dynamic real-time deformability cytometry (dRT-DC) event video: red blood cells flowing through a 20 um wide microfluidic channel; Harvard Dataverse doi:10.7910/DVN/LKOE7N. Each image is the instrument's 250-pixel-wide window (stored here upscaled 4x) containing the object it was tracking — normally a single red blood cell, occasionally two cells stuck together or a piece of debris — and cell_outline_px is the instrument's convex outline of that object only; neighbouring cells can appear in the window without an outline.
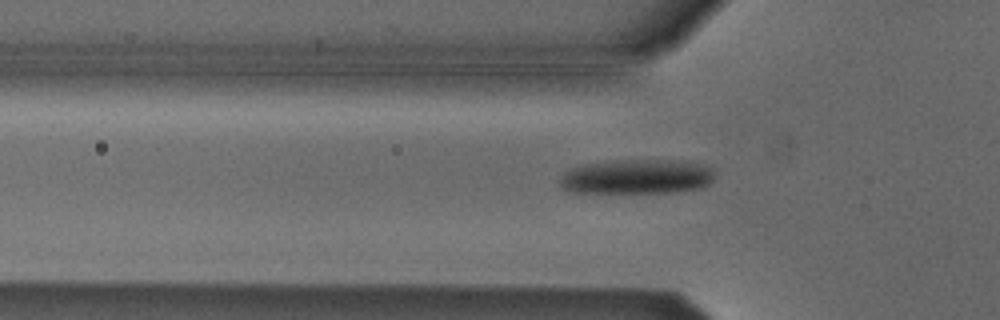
{"species": "Egyptian fruit bat (a non-hibernating species)", "species_latin": "Rousettus aegyptiacus", "temperature_condition": "cold", "stored_images_in_passage": 38, "camera_frame_rate_fps": 3000, "um_per_image_px": 0.085, "animal": {"sex": "male"}, "frame": {"image": 1, "passage_image": 3, "time_ms": 0.667, "image_size_px": [1000, 320], "cell_outline_px": [[712, 180], [708, 184], [700, 188], [672, 192], [572, 192], [564, 188], [560, 184], [560, 176], [564, 172], [580, 164], [612, 160], [684, 160], [700, 164], [712, 168]], "centroid_in_image_um": [54.1, 15.0], "position_along_channel_um": 71.7, "area_um2": 31.27}}
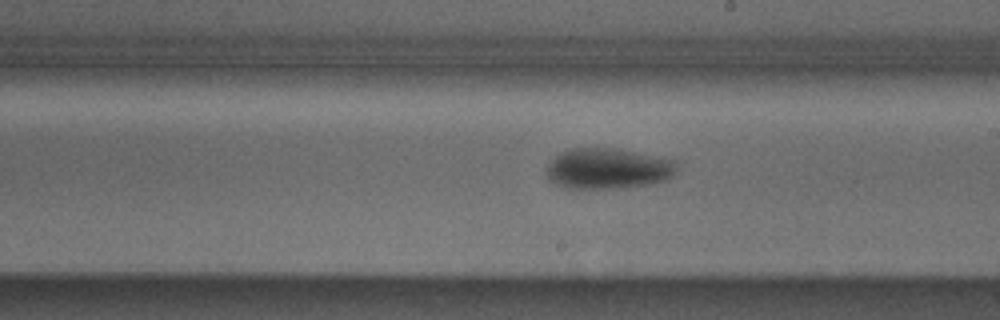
{"frame": {"image": 2, "passage_image": 16, "time_ms": 5.0, "image_size_px": [1000, 320], "cell_outline_px": [[676, 172], [668, 180], [628, 188], [564, 188], [548, 180], [544, 172], [548, 164], [560, 152], [572, 148], [612, 148], [676, 160]], "centroid_in_image_um": [51.64, 14.34], "position_along_channel_um": 237.4, "area_um2": 31.1}}
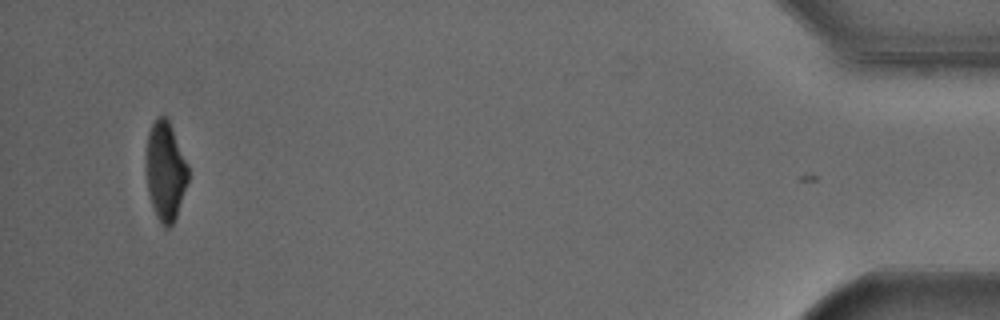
{"frame": {"image": 3, "passage_image": 37, "time_ms": 12.0, "image_size_px": [1000, 320], "cell_outline_px": [[188, 180], [176, 216], [172, 224], [168, 228], [164, 228], [160, 224], [152, 204], [148, 192], [144, 156], [148, 132], [156, 116], [164, 116], [168, 120], [188, 164]], "centroid_in_image_um": [14.02, 14.52], "position_along_channel_um": 421.2, "area_um2": 24.33}, "authors_computed_cell_mechanics": {"area_um2": 29.7381, "velocity_mm_per_s": 3.8171, "shape_relaxation_time_tau1_ms": 3.9196, "shape_relaxation_time_tau2_ms": null, "deformation_change_tau1": 0.149, "deformation_change_tau2": null}}